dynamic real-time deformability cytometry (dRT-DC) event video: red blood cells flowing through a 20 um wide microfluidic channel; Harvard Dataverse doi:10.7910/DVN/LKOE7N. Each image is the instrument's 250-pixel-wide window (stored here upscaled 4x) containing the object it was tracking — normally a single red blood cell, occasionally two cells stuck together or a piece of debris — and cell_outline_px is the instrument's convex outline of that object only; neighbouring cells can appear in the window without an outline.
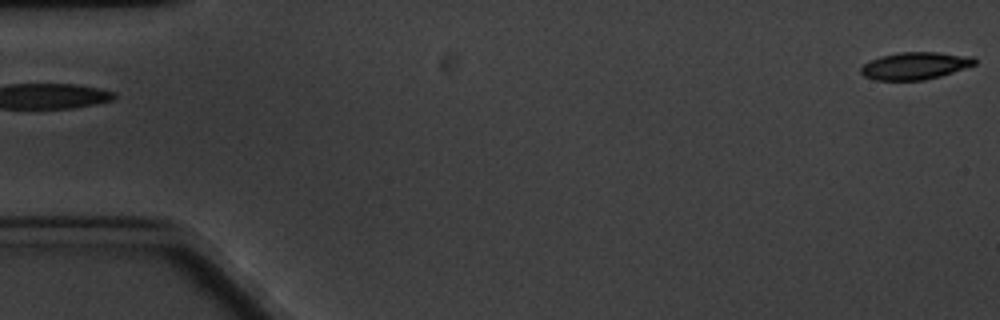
{"species": "common noctule bat (a hibernating species)", "species_latin": "Nyctalus noctula", "temperature_condition": "cold", "stored_images_in_passage": 13, "camera_frame_rate_fps": 3000, "um_per_image_px": 0.085, "animal": {"sex": "male", "body_mass_g": 20.1, "forearm_length_mm": 53.5}, "frame": {"image": 1, "passage_image": 1, "time_ms": 0.0, "image_size_px": [1000, 320], "cell_outline_px": [[976, 64], [940, 76], [924, 80], [876, 80], [864, 76], [860, 72], [860, 68], [868, 60], [880, 56], [900, 52], [936, 52], [972, 56], [976, 60]], "centroid_in_image_um": [77.75, 5.58], "position_along_channel_um": 7.3, "area_um2": 18.09}}